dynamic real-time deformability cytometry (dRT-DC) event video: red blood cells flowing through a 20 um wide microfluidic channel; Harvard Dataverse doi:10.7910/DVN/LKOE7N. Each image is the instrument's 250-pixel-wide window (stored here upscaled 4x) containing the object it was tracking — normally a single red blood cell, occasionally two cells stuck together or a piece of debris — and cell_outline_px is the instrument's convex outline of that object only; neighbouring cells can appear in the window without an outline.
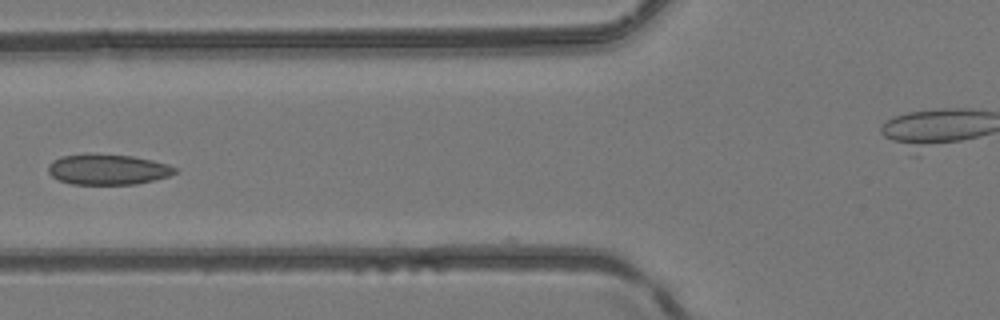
{"species": "common noctule bat (a hibernating species)", "species_latin": "Nyctalus noctula", "temperature_condition": "room temperature", "stored_images_in_passage": 6, "segment_of_instrument_passage": [1, 2], "camera_frame_rate_fps": 3000, "um_per_image_px": 0.085, "animal": {"sex": "female", "body_mass_g": 24.6, "forearm_length_mm": 56.2}, "frame": {"image": 1, "passage_image": 5, "time_ms": 4.667, "image_size_px": [1000, 320], "cell_outline_px": [[176, 172], [168, 176], [136, 184], [72, 184], [60, 180], [52, 176], [48, 172], [48, 164], [52, 160], [60, 156], [88, 152], [132, 156], [152, 160], [168, 164], [176, 168]], "centroid_in_image_um": [9.1, 14.37], "position_along_channel_um": 116.7, "area_um2": 22.77}}